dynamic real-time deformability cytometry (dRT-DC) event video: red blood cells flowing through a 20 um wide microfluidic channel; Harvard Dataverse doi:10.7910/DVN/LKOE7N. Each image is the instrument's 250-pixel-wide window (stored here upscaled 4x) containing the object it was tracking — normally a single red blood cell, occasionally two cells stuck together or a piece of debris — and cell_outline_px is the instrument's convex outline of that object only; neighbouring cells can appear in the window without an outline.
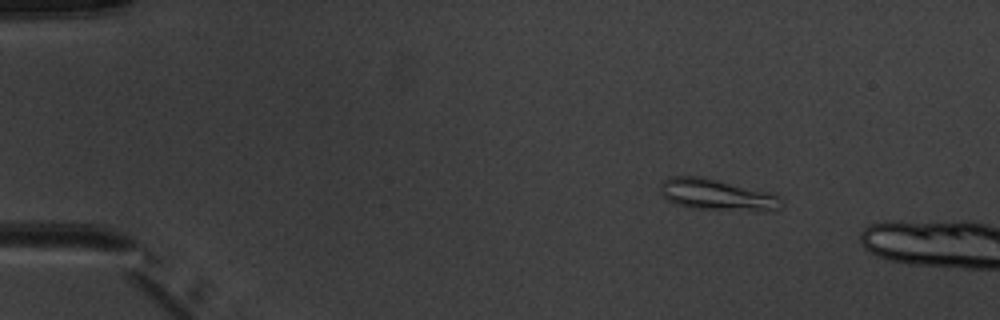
{"species": "common noctule bat (a hibernating species)", "species_latin": "Nyctalus noctula", "temperature_condition": "warm", "stored_images_in_passage": 2, "camera_frame_rate_fps": 3000, "um_per_image_px": 0.085, "animal": {"sex": "male", "body_mass_g": 20.1, "forearm_length_mm": 53.5}, "frame": {"image": 1, "passage_image": 1, "time_ms": 0.0, "image_size_px": [1000, 320], "cell_outline_px": [[784, 204], [776, 212], [756, 212], [692, 208], [676, 204], [668, 200], [660, 192], [660, 184], [668, 176], [704, 176], [768, 192], [776, 196]], "centroid_in_image_um": [60.97, 16.57], "position_along_channel_um": 24.0, "area_um2": 22.54}}